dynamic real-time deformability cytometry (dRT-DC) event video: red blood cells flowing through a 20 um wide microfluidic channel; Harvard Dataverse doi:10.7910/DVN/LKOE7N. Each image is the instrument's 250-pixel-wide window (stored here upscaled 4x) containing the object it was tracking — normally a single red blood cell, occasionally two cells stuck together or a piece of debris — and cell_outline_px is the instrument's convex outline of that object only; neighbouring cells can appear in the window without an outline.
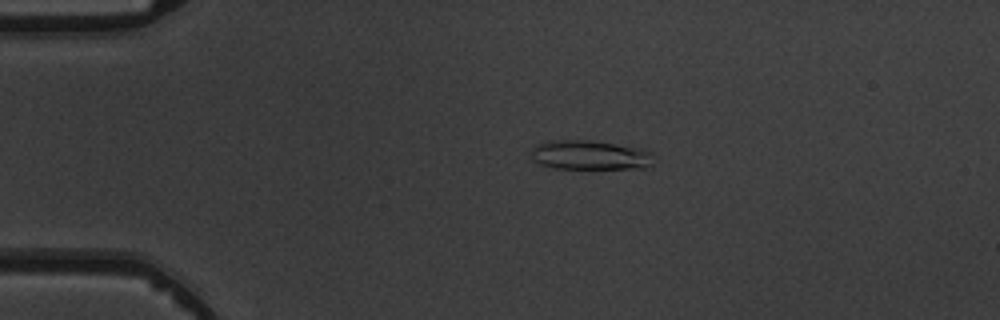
{"species": "common noctule bat (a hibernating species)", "species_latin": "Nyctalus noctula", "temperature_condition": "warm", "stored_images_in_passage": 3, "camera_frame_rate_fps": 3000, "um_per_image_px": 0.085, "animal": {"sex": "male", "body_mass_g": 19.5, "forearm_length_mm": 54.6}, "frame": {"image": 1, "passage_image": 2, "time_ms": 2.0, "image_size_px": [1000, 320], "cell_outline_px": [[652, 164], [644, 168], [552, 168], [540, 164], [532, 160], [532, 148], [536, 144], [552, 140], [588, 140], [644, 148], [652, 152]], "centroid_in_image_um": [50.14, 13.17], "position_along_channel_um": 34.9, "area_um2": 21.04}}